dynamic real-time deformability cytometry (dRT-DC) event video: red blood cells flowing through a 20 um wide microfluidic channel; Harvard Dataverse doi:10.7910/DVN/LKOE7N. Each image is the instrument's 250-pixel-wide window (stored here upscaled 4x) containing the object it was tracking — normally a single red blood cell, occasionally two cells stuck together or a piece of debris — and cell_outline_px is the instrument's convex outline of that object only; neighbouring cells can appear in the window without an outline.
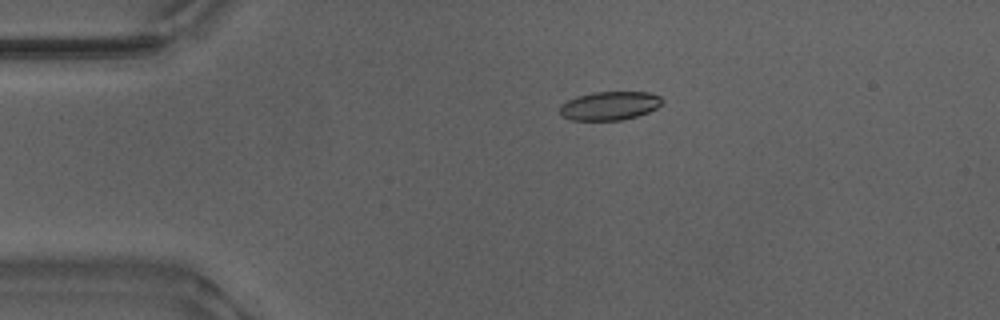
{"species": "Egyptian fruit bat (a non-hibernating species)", "species_latin": "Rousettus aegyptiacus", "temperature_condition": "warm", "stored_images_in_passage": 45, "camera_frame_rate_fps": 3000, "um_per_image_px": 0.085, "animal": {"sex": "male"}, "frame": {"image": 1, "passage_image": 3, "time_ms": 0.667, "image_size_px": [1000, 320], "cell_outline_px": [[664, 100], [656, 108], [648, 112], [636, 116], [620, 120], [572, 120], [560, 116], [560, 104], [576, 96], [592, 92], [648, 92], [660, 96]], "centroid_in_image_um": [51.79, 8.98], "position_along_channel_um": 33.2, "area_um2": 17.11}}
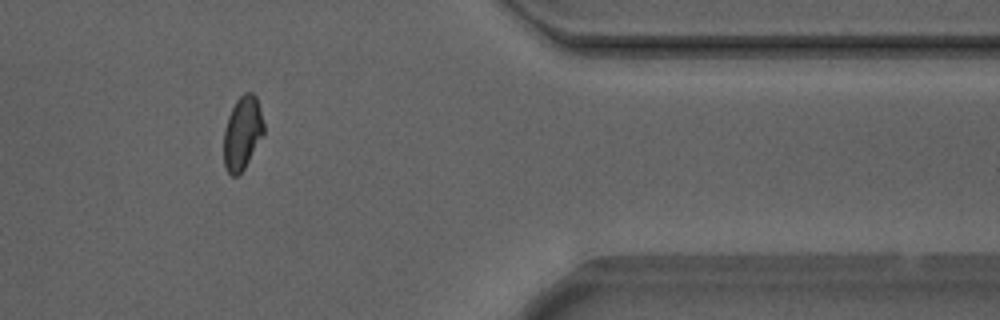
{"frame": {"image": 2, "passage_image": 36, "time_ms": 11.667, "image_size_px": [1000, 320], "cell_outline_px": [[264, 136], [244, 168], [236, 176], [232, 176], [224, 168], [224, 128], [228, 116], [236, 100], [244, 92], [252, 92], [256, 96], [260, 108], [264, 124]], "centroid_in_image_um": [20.61, 11.29], "position_along_channel_um": 390.8, "area_um2": 17.28}}
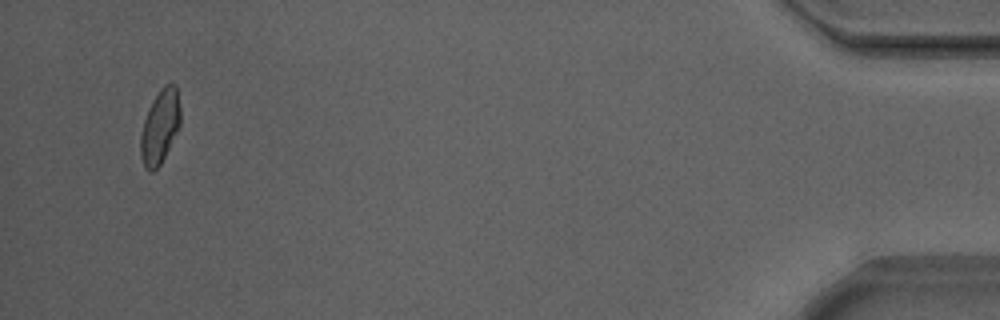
{"frame": {"image": 3, "passage_image": 43, "time_ms": 14.0, "image_size_px": [1000, 320], "cell_outline_px": [[180, 124], [160, 164], [152, 172], [144, 168], [140, 156], [140, 136], [144, 120], [148, 108], [152, 100], [160, 88], [164, 84], [176, 84], [180, 104]], "centroid_in_image_um": [13.58, 10.73], "position_along_channel_um": 421.6, "area_um2": 17.11}, "authors_computed_cell_mechanics": {"area_um2": 17.2822, "velocity_mm_per_s": 3.8764, "shape_relaxation_time_tau1_ms": 5.7278, "shape_relaxation_time_tau2_ms": 2.7248, "deformation_change_tau1": 0.1361, "deformation_change_tau2": 0.0752}}